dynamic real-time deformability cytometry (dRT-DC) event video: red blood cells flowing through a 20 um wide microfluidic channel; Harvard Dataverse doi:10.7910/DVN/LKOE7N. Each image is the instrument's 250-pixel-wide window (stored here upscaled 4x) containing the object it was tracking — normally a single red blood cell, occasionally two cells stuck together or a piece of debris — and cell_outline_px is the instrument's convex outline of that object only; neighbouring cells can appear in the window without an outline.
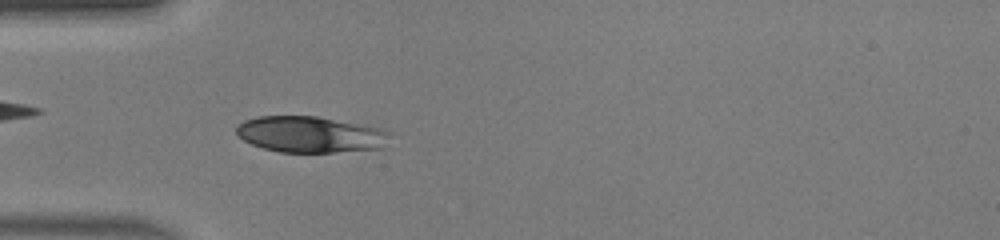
{"species": "human", "species_latin": "Homo sapiens", "temperature_condition": "warm", "stored_images_in_passage": 48, "camera_frame_rate_fps": 3000, "um_per_image_px": 0.085, "donor": {"sex": "male"}, "frame": {"image": 1, "passage_image": 14, "time_ms": 4.333, "image_size_px": [1000, 240], "cell_outline_px": [[392, 132], [380, 148], [332, 152], [280, 152], [264, 148], [252, 144], [244, 140], [236, 132], [236, 124], [244, 120], [256, 116], [316, 116], [384, 128]], "centroid_in_image_um": [26.36, 11.41], "position_along_channel_um": 58.6, "area_um2": 32.31}}
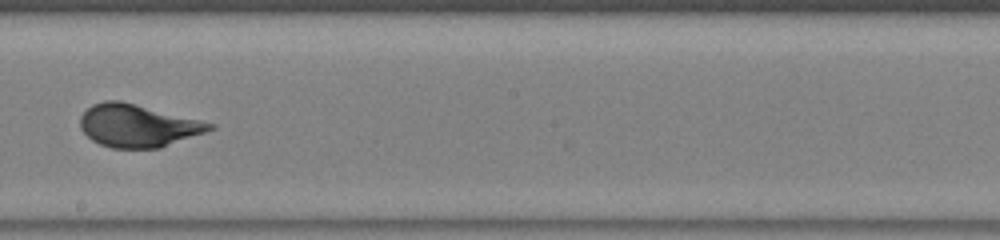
{"frame": {"image": 2, "passage_image": 27, "time_ms": 8.667, "image_size_px": [1000, 240], "cell_outline_px": [[216, 128], [160, 148], [112, 148], [100, 144], [92, 140], [80, 128], [80, 116], [92, 104], [104, 100], [120, 100], [216, 124]], "centroid_in_image_um": [11.7, 10.68], "position_along_channel_um": 236.5, "area_um2": 32.02}}
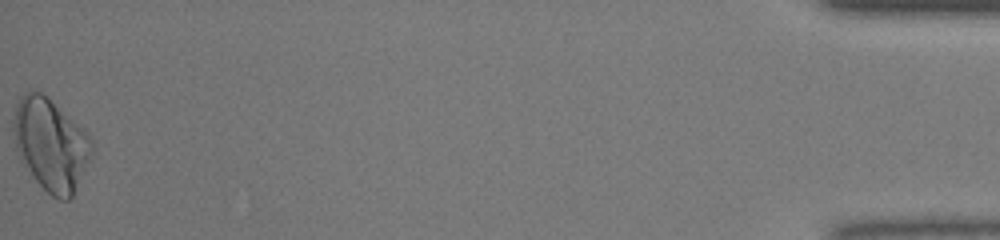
{"frame": {"image": 3, "passage_image": 48, "time_ms": 15.667, "image_size_px": [1000, 240], "cell_outline_px": [[92, 152], [72, 196], [68, 200], [60, 200], [52, 196], [32, 176], [20, 160], [16, 148], [12, 128], [12, 116], [16, 104], [20, 96], [24, 92], [32, 88], [48, 96], [84, 128], [88, 132], [92, 140]], "centroid_in_image_um": [4.28, 12.2], "position_along_channel_um": 430.9, "area_um2": 42.31}, "authors_computed_cell_mechanics": {"area_um2": 32.4836, "velocity_mm_per_s": 4.198, "shape_relaxation_time_tau1_ms": 2.9842, "shape_relaxation_time_tau2_ms": null, "deformation_change_tau1": 0.1576, "deformation_change_tau2": null}}